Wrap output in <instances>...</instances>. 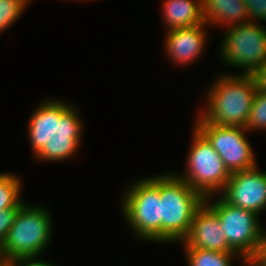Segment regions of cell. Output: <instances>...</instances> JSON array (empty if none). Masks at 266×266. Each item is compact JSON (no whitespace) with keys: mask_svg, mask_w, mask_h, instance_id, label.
<instances>
[{"mask_svg":"<svg viewBox=\"0 0 266 266\" xmlns=\"http://www.w3.org/2000/svg\"><path fill=\"white\" fill-rule=\"evenodd\" d=\"M37 105L26 128L32 157L38 163L71 160L80 153L83 141L85 123L80 109L52 97Z\"/></svg>","mask_w":266,"mask_h":266,"instance_id":"cell-1","label":"cell"},{"mask_svg":"<svg viewBox=\"0 0 266 266\" xmlns=\"http://www.w3.org/2000/svg\"><path fill=\"white\" fill-rule=\"evenodd\" d=\"M206 92L205 105L199 115L209 123L245 127L257 92L251 75H230L225 72L214 78Z\"/></svg>","mask_w":266,"mask_h":266,"instance_id":"cell-2","label":"cell"},{"mask_svg":"<svg viewBox=\"0 0 266 266\" xmlns=\"http://www.w3.org/2000/svg\"><path fill=\"white\" fill-rule=\"evenodd\" d=\"M120 200L122 216L134 237L162 244L160 174L131 181Z\"/></svg>","mask_w":266,"mask_h":266,"instance_id":"cell-3","label":"cell"},{"mask_svg":"<svg viewBox=\"0 0 266 266\" xmlns=\"http://www.w3.org/2000/svg\"><path fill=\"white\" fill-rule=\"evenodd\" d=\"M50 211L49 207L30 205L27 201L18 209L14 223L0 245L4 262L43 256L54 233Z\"/></svg>","mask_w":266,"mask_h":266,"instance_id":"cell-4","label":"cell"},{"mask_svg":"<svg viewBox=\"0 0 266 266\" xmlns=\"http://www.w3.org/2000/svg\"><path fill=\"white\" fill-rule=\"evenodd\" d=\"M162 243L177 244L188 235L205 198L175 173L160 174Z\"/></svg>","mask_w":266,"mask_h":266,"instance_id":"cell-5","label":"cell"},{"mask_svg":"<svg viewBox=\"0 0 266 266\" xmlns=\"http://www.w3.org/2000/svg\"><path fill=\"white\" fill-rule=\"evenodd\" d=\"M184 171L176 175L188 183L204 198L219 195L231 173L208 140L193 126Z\"/></svg>","mask_w":266,"mask_h":266,"instance_id":"cell-6","label":"cell"},{"mask_svg":"<svg viewBox=\"0 0 266 266\" xmlns=\"http://www.w3.org/2000/svg\"><path fill=\"white\" fill-rule=\"evenodd\" d=\"M219 43V61L239 69L230 75H251L266 61V26L247 22L225 30ZM242 71V72H241Z\"/></svg>","mask_w":266,"mask_h":266,"instance_id":"cell-7","label":"cell"},{"mask_svg":"<svg viewBox=\"0 0 266 266\" xmlns=\"http://www.w3.org/2000/svg\"><path fill=\"white\" fill-rule=\"evenodd\" d=\"M204 202L218 215L228 246L241 257L255 256L266 235L260 215L230 205L220 195L206 197Z\"/></svg>","mask_w":266,"mask_h":266,"instance_id":"cell-8","label":"cell"},{"mask_svg":"<svg viewBox=\"0 0 266 266\" xmlns=\"http://www.w3.org/2000/svg\"><path fill=\"white\" fill-rule=\"evenodd\" d=\"M193 126L208 140L230 173L248 170L258 165L249 132L241 126H221L207 122L199 114Z\"/></svg>","mask_w":266,"mask_h":266,"instance_id":"cell-9","label":"cell"},{"mask_svg":"<svg viewBox=\"0 0 266 266\" xmlns=\"http://www.w3.org/2000/svg\"><path fill=\"white\" fill-rule=\"evenodd\" d=\"M258 167L231 173L219 195L230 205L261 215L266 212V171Z\"/></svg>","mask_w":266,"mask_h":266,"instance_id":"cell-10","label":"cell"},{"mask_svg":"<svg viewBox=\"0 0 266 266\" xmlns=\"http://www.w3.org/2000/svg\"><path fill=\"white\" fill-rule=\"evenodd\" d=\"M207 27L204 22L193 27L166 30L163 48L165 47V56L168 60L170 59L174 66L181 67L193 65L194 62L198 63L197 60L202 58L206 45L208 46Z\"/></svg>","mask_w":266,"mask_h":266,"instance_id":"cell-11","label":"cell"},{"mask_svg":"<svg viewBox=\"0 0 266 266\" xmlns=\"http://www.w3.org/2000/svg\"><path fill=\"white\" fill-rule=\"evenodd\" d=\"M178 244L182 248L236 253L224 238L218 215L205 202L196 210L188 235Z\"/></svg>","mask_w":266,"mask_h":266,"instance_id":"cell-12","label":"cell"},{"mask_svg":"<svg viewBox=\"0 0 266 266\" xmlns=\"http://www.w3.org/2000/svg\"><path fill=\"white\" fill-rule=\"evenodd\" d=\"M202 5L204 21L210 28L227 29L250 22L244 0H202Z\"/></svg>","mask_w":266,"mask_h":266,"instance_id":"cell-13","label":"cell"},{"mask_svg":"<svg viewBox=\"0 0 266 266\" xmlns=\"http://www.w3.org/2000/svg\"><path fill=\"white\" fill-rule=\"evenodd\" d=\"M161 6L165 31L203 24L202 0H163Z\"/></svg>","mask_w":266,"mask_h":266,"instance_id":"cell-14","label":"cell"},{"mask_svg":"<svg viewBox=\"0 0 266 266\" xmlns=\"http://www.w3.org/2000/svg\"><path fill=\"white\" fill-rule=\"evenodd\" d=\"M187 266H233L234 259L242 257L237 253L203 250L200 248H183Z\"/></svg>","mask_w":266,"mask_h":266,"instance_id":"cell-15","label":"cell"},{"mask_svg":"<svg viewBox=\"0 0 266 266\" xmlns=\"http://www.w3.org/2000/svg\"><path fill=\"white\" fill-rule=\"evenodd\" d=\"M3 172H0V211L20 208L26 202L21 195L22 177L13 172Z\"/></svg>","mask_w":266,"mask_h":266,"instance_id":"cell-16","label":"cell"},{"mask_svg":"<svg viewBox=\"0 0 266 266\" xmlns=\"http://www.w3.org/2000/svg\"><path fill=\"white\" fill-rule=\"evenodd\" d=\"M29 0H0V34L19 20L30 5Z\"/></svg>","mask_w":266,"mask_h":266,"instance_id":"cell-17","label":"cell"},{"mask_svg":"<svg viewBox=\"0 0 266 266\" xmlns=\"http://www.w3.org/2000/svg\"><path fill=\"white\" fill-rule=\"evenodd\" d=\"M245 129L266 133V92L257 91L249 112Z\"/></svg>","mask_w":266,"mask_h":266,"instance_id":"cell-18","label":"cell"},{"mask_svg":"<svg viewBox=\"0 0 266 266\" xmlns=\"http://www.w3.org/2000/svg\"><path fill=\"white\" fill-rule=\"evenodd\" d=\"M250 22H266V0H244Z\"/></svg>","mask_w":266,"mask_h":266,"instance_id":"cell-19","label":"cell"},{"mask_svg":"<svg viewBox=\"0 0 266 266\" xmlns=\"http://www.w3.org/2000/svg\"><path fill=\"white\" fill-rule=\"evenodd\" d=\"M19 208H9L0 211V245L5 240Z\"/></svg>","mask_w":266,"mask_h":266,"instance_id":"cell-20","label":"cell"},{"mask_svg":"<svg viewBox=\"0 0 266 266\" xmlns=\"http://www.w3.org/2000/svg\"><path fill=\"white\" fill-rule=\"evenodd\" d=\"M43 256H35L28 258H17L11 261H7L6 263L9 266H57L54 263L46 259H42ZM42 259V260H41Z\"/></svg>","mask_w":266,"mask_h":266,"instance_id":"cell-21","label":"cell"},{"mask_svg":"<svg viewBox=\"0 0 266 266\" xmlns=\"http://www.w3.org/2000/svg\"><path fill=\"white\" fill-rule=\"evenodd\" d=\"M251 76L254 79L257 91L266 92V61Z\"/></svg>","mask_w":266,"mask_h":266,"instance_id":"cell-22","label":"cell"},{"mask_svg":"<svg viewBox=\"0 0 266 266\" xmlns=\"http://www.w3.org/2000/svg\"><path fill=\"white\" fill-rule=\"evenodd\" d=\"M260 263L266 266V235L263 237L261 244L254 256Z\"/></svg>","mask_w":266,"mask_h":266,"instance_id":"cell-23","label":"cell"},{"mask_svg":"<svg viewBox=\"0 0 266 266\" xmlns=\"http://www.w3.org/2000/svg\"><path fill=\"white\" fill-rule=\"evenodd\" d=\"M239 262H241V266H264L254 256L242 257Z\"/></svg>","mask_w":266,"mask_h":266,"instance_id":"cell-24","label":"cell"},{"mask_svg":"<svg viewBox=\"0 0 266 266\" xmlns=\"http://www.w3.org/2000/svg\"><path fill=\"white\" fill-rule=\"evenodd\" d=\"M4 263V260L2 258V255H1V250H0V266Z\"/></svg>","mask_w":266,"mask_h":266,"instance_id":"cell-25","label":"cell"},{"mask_svg":"<svg viewBox=\"0 0 266 266\" xmlns=\"http://www.w3.org/2000/svg\"><path fill=\"white\" fill-rule=\"evenodd\" d=\"M69 1H70V0H69ZM73 1H74V0H73ZM76 1H79V2H80V1H81V2L83 1V2H84V1H85V2H88V1H90V0H75V2H76ZM91 1H93V0H91Z\"/></svg>","mask_w":266,"mask_h":266,"instance_id":"cell-26","label":"cell"},{"mask_svg":"<svg viewBox=\"0 0 266 266\" xmlns=\"http://www.w3.org/2000/svg\"><path fill=\"white\" fill-rule=\"evenodd\" d=\"M1 266H9L6 262H4Z\"/></svg>","mask_w":266,"mask_h":266,"instance_id":"cell-27","label":"cell"}]
</instances>
